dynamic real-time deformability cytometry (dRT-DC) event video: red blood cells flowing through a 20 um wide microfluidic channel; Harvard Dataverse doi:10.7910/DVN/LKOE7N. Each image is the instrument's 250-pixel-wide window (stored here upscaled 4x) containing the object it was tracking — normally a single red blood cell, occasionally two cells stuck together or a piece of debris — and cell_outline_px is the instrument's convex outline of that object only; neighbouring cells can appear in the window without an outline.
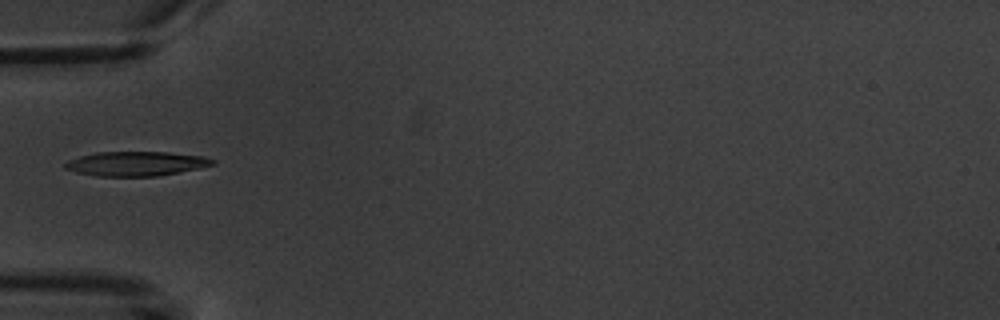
{"species": "common noctule bat (a hibernating species)", "species_latin": "Nyctalus noctula", "temperature_condition": "warm", "stored_images_in_passage": 2, "camera_frame_rate_fps": 3000, "um_per_image_px": 0.085, "animal": {"sex": "male", "body_mass_g": 20.1, "forearm_length_mm": 53.5}, "frame": {"image": 1, "passage_image": 2, "time_ms": 1.333, "image_size_px": [1000, 320], "cell_outline_px": [[216, 164], [200, 168], [160, 176], [96, 176], [76, 172], [64, 168], [64, 164], [68, 160], [80, 156], [96, 152], [168, 152], [204, 156], [216, 160]], "centroid_in_image_um": [11.6, 13.91], "position_along_channel_um": 73.4, "area_um2": 21.15}}